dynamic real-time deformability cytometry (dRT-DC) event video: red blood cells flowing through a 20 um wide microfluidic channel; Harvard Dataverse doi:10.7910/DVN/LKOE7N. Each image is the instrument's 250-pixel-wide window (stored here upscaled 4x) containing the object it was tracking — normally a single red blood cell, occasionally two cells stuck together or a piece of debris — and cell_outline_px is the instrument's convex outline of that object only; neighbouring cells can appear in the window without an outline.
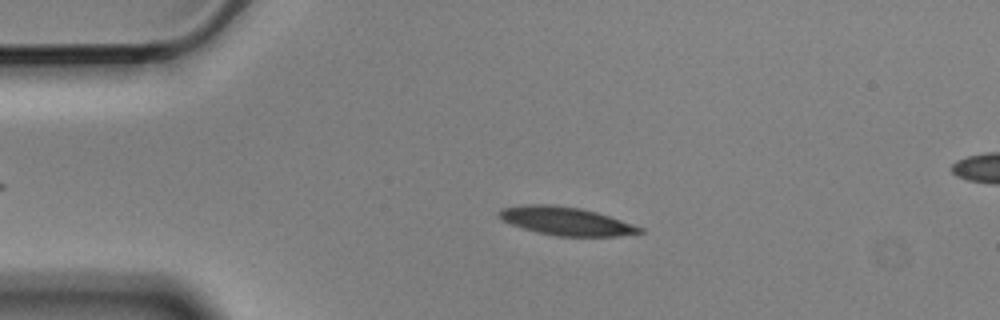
{"species": "Egyptian fruit bat (a non-hibernating species)", "species_latin": "Rousettus aegyptiacus", "temperature_condition": "cold", "stored_images_in_passage": 5, "camera_frame_rate_fps": 3000, "um_per_image_px": 0.085, "animal": {"sex": "male"}, "frame": {"image": 1, "passage_image": 3, "time_ms": 0.667, "image_size_px": [1000, 320], "cell_outline_px": [[644, 232], [620, 236], [556, 236], [536, 232], [512, 224], [504, 220], [496, 212], [500, 208], [524, 204], [552, 204], [580, 208], [596, 212], [644, 228]], "centroid_in_image_um": [48.1, 18.79], "position_along_channel_um": 36.9, "area_um2": 23.06}}